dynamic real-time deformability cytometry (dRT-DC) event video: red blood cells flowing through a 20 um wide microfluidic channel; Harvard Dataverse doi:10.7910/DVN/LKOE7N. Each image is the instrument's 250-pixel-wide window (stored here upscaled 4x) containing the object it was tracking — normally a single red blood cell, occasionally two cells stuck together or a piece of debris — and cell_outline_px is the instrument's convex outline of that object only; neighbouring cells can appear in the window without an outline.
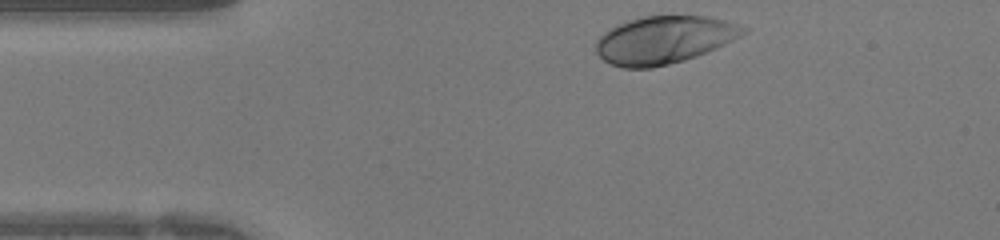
{"species": "human", "species_latin": "Homo sapiens", "temperature_condition": "warm", "stored_images_in_passage": 28, "camera_frame_rate_fps": 3000, "um_per_image_px": 0.085, "donor": {"sex": "female"}, "frame": {"image": 1, "passage_image": 1, "time_ms": 0.0, "image_size_px": [1000, 240], "cell_outline_px": [[748, 32], [716, 48], [696, 56], [684, 60], [652, 68], [624, 68], [612, 64], [604, 60], [596, 52], [596, 40], [604, 32], [616, 24], [628, 20], [644, 16], [704, 16], [724, 20], [748, 28]], "centroid_in_image_um": [56.42, 3.39], "position_along_channel_um": 28.6, "area_um2": 40.69}}
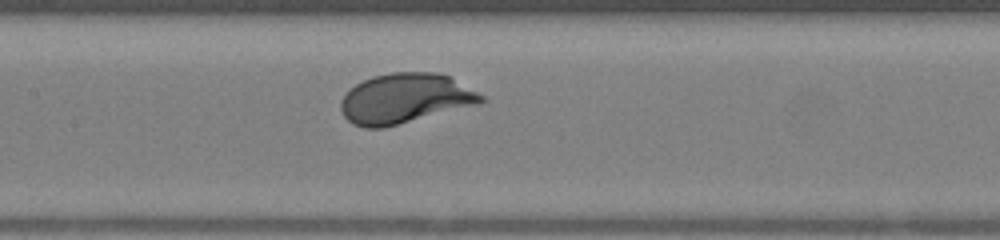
{"frame": {"image": 2, "passage_image": 13, "time_ms": 4.0, "image_size_px": [1000, 240], "cell_outline_px": [[488, 100], [480, 104], [384, 128], [364, 128], [352, 124], [344, 116], [340, 108], [340, 100], [356, 84], [372, 76], [392, 72], [436, 72], [448, 76], [484, 96]], "centroid_in_image_um": [34.43, 8.38], "position_along_channel_um": 173.0, "area_um2": 40.86}}
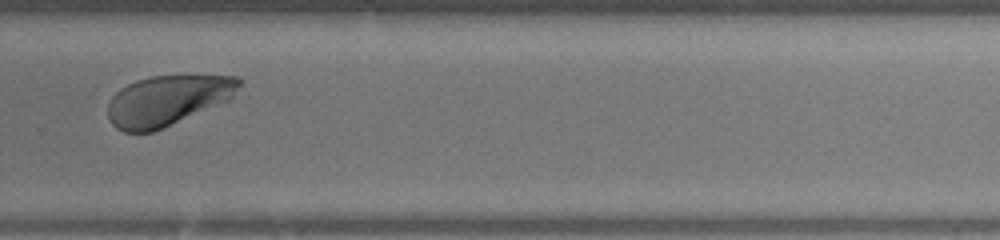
{"frame": {"image": 3, "passage_image": 22, "time_ms": 7.0, "image_size_px": [1000, 240], "cell_outline_px": [[244, 80], [232, 96], [228, 100], [164, 128], [152, 132], [124, 132], [116, 128], [112, 124], [108, 116], [108, 100], [120, 88], [136, 80], [152, 76], [236, 76]], "centroid_in_image_um": [14.21, 8.54], "position_along_channel_um": 315.6, "area_um2": 38.26}}